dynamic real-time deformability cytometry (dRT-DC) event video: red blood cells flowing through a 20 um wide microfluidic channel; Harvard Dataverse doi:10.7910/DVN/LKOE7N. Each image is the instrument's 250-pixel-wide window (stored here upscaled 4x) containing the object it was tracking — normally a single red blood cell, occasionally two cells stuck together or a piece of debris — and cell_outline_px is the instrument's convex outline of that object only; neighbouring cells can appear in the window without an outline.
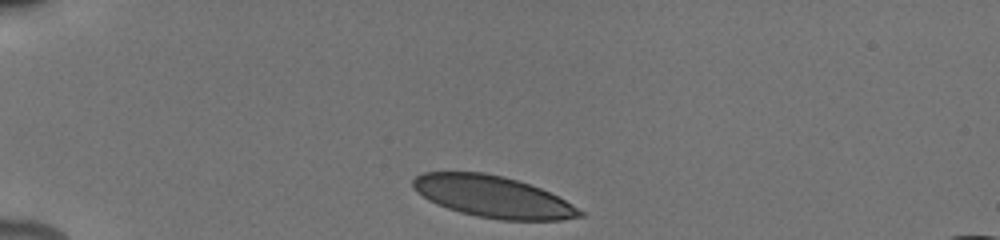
{"species": "human", "species_latin": "Homo sapiens", "temperature_condition": "cold", "stored_images_in_passage": 7, "camera_frame_rate_fps": 3000, "um_per_image_px": 0.085, "donor": {"sex": "male"}, "frame": {"image": 1, "passage_image": 1, "time_ms": 0.0, "image_size_px": [1000, 240], "cell_outline_px": [[584, 216], [560, 220], [500, 220], [476, 216], [460, 212], [436, 204], [428, 200], [416, 192], [412, 184], [412, 180], [416, 176], [424, 172], [484, 172], [504, 176], [540, 188], [564, 200], [584, 212]], "centroid_in_image_um": [41.86, 16.72], "position_along_channel_um": 43.1, "area_um2": 40.23}}
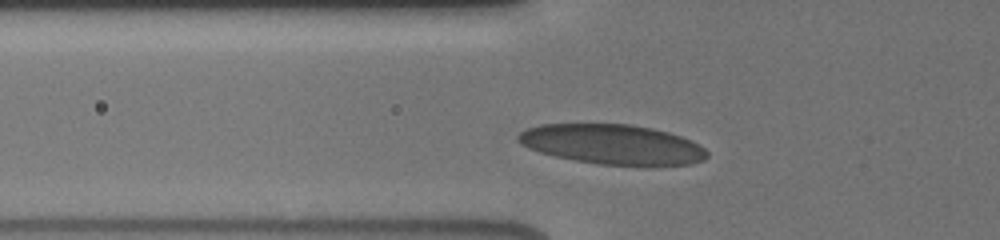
{"frame": {"image": 2, "passage_image": 5, "time_ms": 2.0, "image_size_px": [1000, 240], "cell_outline_px": [[708, 156], [704, 160], [692, 164], [656, 168], [596, 164], [556, 156], [540, 152], [528, 148], [520, 144], [516, 140], [516, 136], [520, 132], [528, 128], [540, 124], [632, 124], [652, 128], [668, 132], [680, 136], [704, 148], [708, 152]], "centroid_in_image_um": [52.09, 12.31], "position_along_channel_um": 73.7, "area_um2": 44.8}}